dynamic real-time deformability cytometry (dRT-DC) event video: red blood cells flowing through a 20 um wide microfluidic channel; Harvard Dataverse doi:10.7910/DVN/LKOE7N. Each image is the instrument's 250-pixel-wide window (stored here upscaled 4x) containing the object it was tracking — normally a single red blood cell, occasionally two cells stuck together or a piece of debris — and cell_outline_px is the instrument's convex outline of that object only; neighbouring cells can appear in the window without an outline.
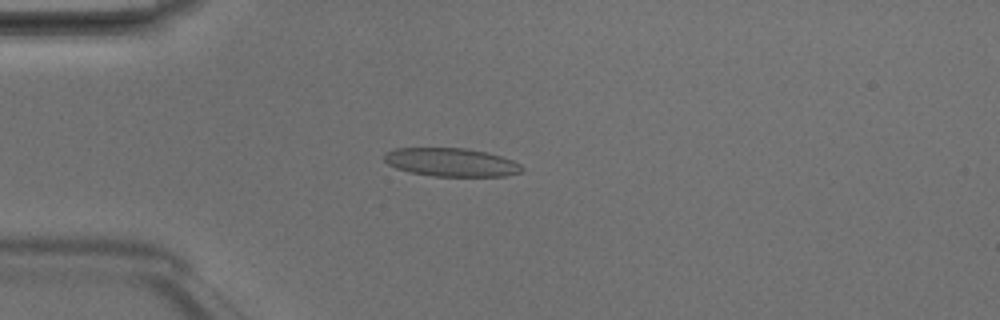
{"species": "Egyptian fruit bat (a non-hibernating species)", "species_latin": "Rousettus aegyptiacus", "temperature_condition": "room temperature", "stored_images_in_passage": 48, "camera_frame_rate_fps": 3000, "um_per_image_px": 0.085, "animal": {"sex": "male"}, "frame": {"image": 1, "passage_image": 13, "time_ms": 4.0, "image_size_px": [1000, 320], "cell_outline_px": [[524, 172], [504, 176], [432, 176], [412, 172], [396, 168], [388, 164], [384, 160], [384, 152], [396, 148], [464, 148], [488, 152], [512, 160], [520, 164], [524, 168]], "centroid_in_image_um": [38.37, 13.79], "position_along_channel_um": 46.6, "area_um2": 22.83}}
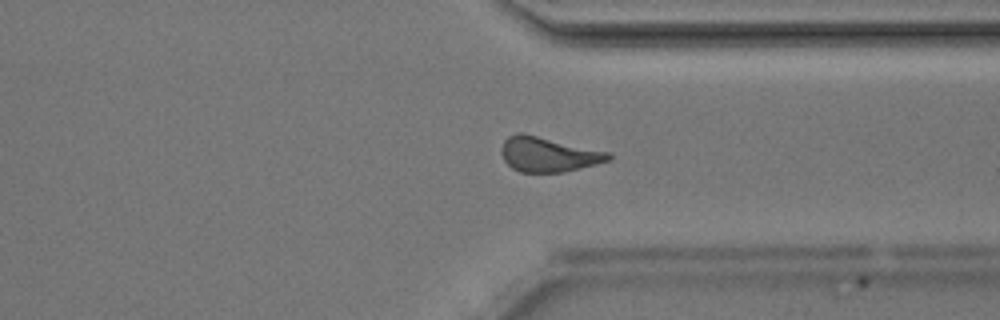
{"frame": {"image": 2, "passage_image": 37, "time_ms": 12.0, "image_size_px": [1000, 320], "cell_outline_px": [[612, 156], [608, 160], [596, 164], [564, 172], [520, 172], [512, 168], [504, 160], [500, 152], [500, 148], [504, 140], [508, 136], [520, 132], [524, 132], [608, 152]], "centroid_in_image_um": [46.55, 13.11], "position_along_channel_um": 364.9, "area_um2": 21.73}}
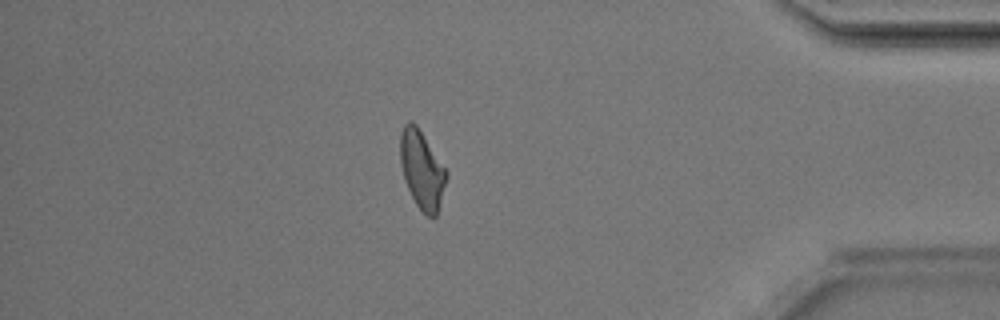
{"frame": {"image": 3, "passage_image": 42, "time_ms": 13.667, "image_size_px": [1000, 320], "cell_outline_px": [[448, 176], [436, 216], [432, 220], [416, 204], [404, 180], [400, 160], [400, 132], [404, 124], [408, 120], [412, 120], [416, 124], [448, 172]], "centroid_in_image_um": [35.85, 14.4], "position_along_channel_um": 399.3, "area_um2": 20.92}, "authors_computed_cell_mechanics": {"area_um2": 21.8773, "velocity_mm_per_s": 4.1875, "shape_relaxation_time_tau1_ms": null, "shape_relaxation_time_tau2_ms": 3.7023, "deformation_change_tau1": null, "deformation_change_tau2": 0.123}}